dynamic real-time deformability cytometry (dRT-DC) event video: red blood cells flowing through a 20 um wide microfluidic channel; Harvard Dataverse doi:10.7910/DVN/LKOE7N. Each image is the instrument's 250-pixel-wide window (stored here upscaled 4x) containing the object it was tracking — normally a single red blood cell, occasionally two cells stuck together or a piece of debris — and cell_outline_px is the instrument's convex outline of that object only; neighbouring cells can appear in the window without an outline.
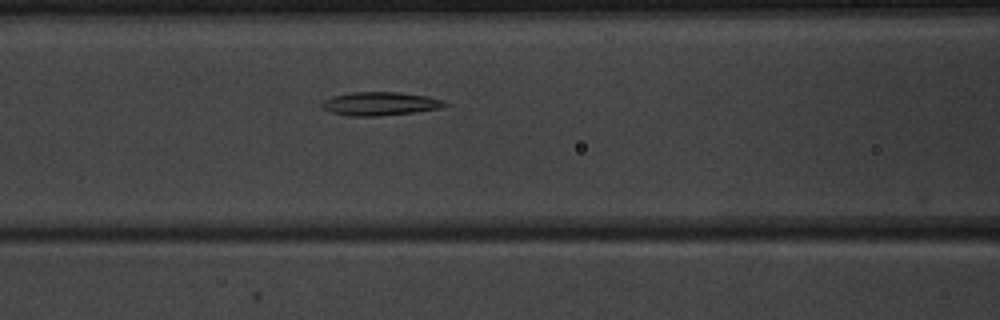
{"species": "common noctule bat (a hibernating species)", "species_latin": "Nyctalus noctula", "temperature_condition": "warm", "stored_images_in_passage": 32, "segment_of_instrument_passage": [1, 2], "camera_frame_rate_fps": 3000, "um_per_image_px": 0.085, "animal": {"sex": "male", "body_mass_g": 20.1, "forearm_length_mm": 53.5}, "frame": {"image": 1, "passage_image": 6, "time_ms": 1.667, "image_size_px": [1000, 320], "cell_outline_px": [[448, 104], [440, 108], [412, 112], [380, 116], [348, 116], [332, 112], [324, 108], [320, 104], [324, 100], [332, 96], [352, 92], [400, 92], [428, 96], [444, 100]], "centroid_in_image_um": [32.31, 8.81], "position_along_channel_um": 134.3, "area_um2": 16.76}}
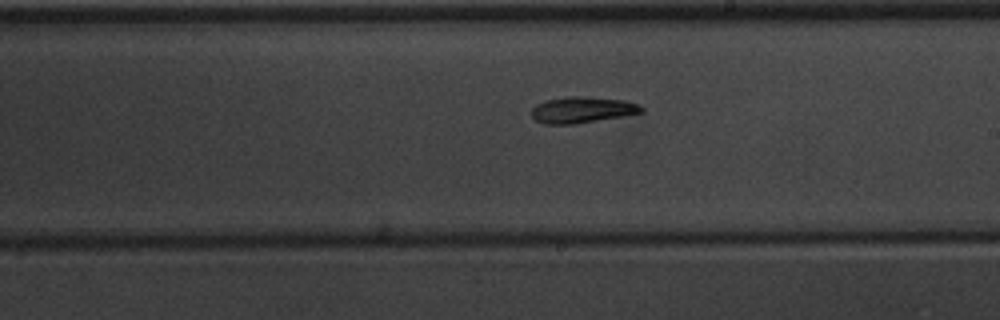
{"frame": {"image": 2, "passage_image": 14, "time_ms": 4.333, "image_size_px": [1000, 320], "cell_outline_px": [[644, 112], [624, 116], [572, 124], [544, 124], [536, 120], [532, 116], [532, 108], [536, 104], [548, 100], [568, 96], [584, 96], [624, 100], [636, 104], [644, 108]], "centroid_in_image_um": [49.49, 9.33], "position_along_channel_um": 239.5, "area_um2": 16.65}}
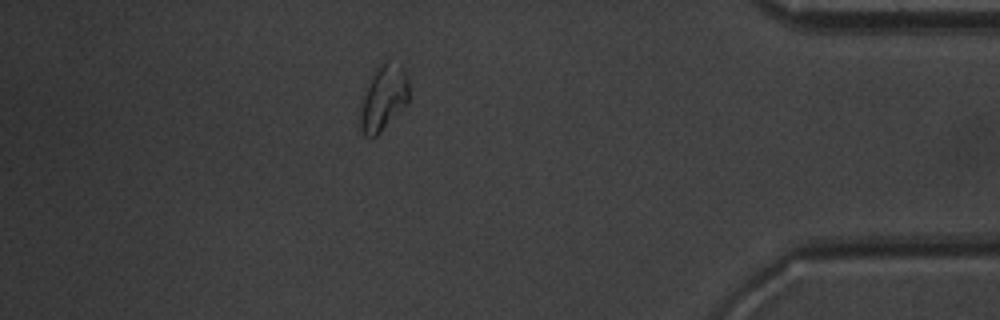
{"frame": {"image": 3, "passage_image": 29, "time_ms": 9.333, "image_size_px": [1000, 320], "cell_outline_px": [[408, 104], [376, 136], [364, 136], [360, 128], [360, 108], [364, 96], [372, 76], [376, 68], [380, 64], [388, 60], [400, 64], [404, 68], [408, 76]], "centroid_in_image_um": [32.63, 8.31], "position_along_channel_um": 402.6, "area_um2": 18.5}}